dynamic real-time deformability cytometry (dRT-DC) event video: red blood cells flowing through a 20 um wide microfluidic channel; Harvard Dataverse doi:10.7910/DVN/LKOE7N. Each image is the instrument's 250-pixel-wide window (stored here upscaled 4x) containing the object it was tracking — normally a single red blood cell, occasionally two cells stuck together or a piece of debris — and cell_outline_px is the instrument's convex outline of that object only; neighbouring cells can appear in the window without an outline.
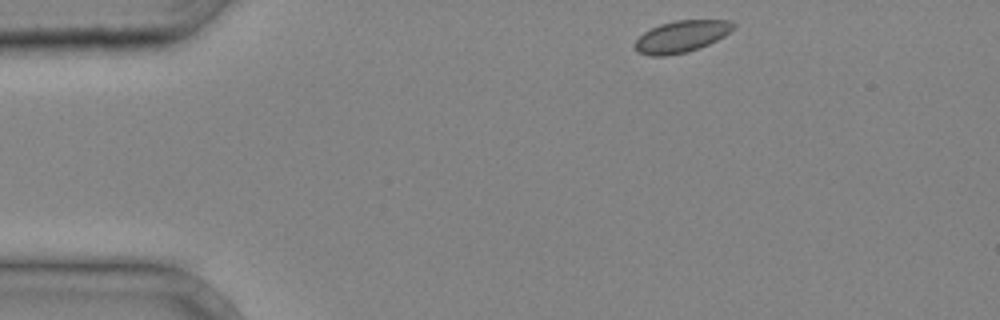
{"species": "common noctule bat (a hibernating species)", "species_latin": "Nyctalus noctula", "temperature_condition": "cold", "stored_images_in_passage": 3, "segment_of_instrument_passage": [1, 2], "camera_frame_rate_fps": 3000, "um_per_image_px": 0.085, "animal": {"sex": "male", "body_mass_g": 20.4}, "frame": {"image": 1, "passage_image": 1, "time_ms": 0.0, "image_size_px": [1000, 320], "cell_outline_px": [[736, 28], [724, 36], [700, 48], [688, 52], [664, 56], [652, 56], [636, 52], [632, 48], [632, 44], [644, 32], [660, 24], [676, 20], [732, 20], [736, 24]], "centroid_in_image_um": [57.91, 3.11], "position_along_channel_um": 27.1, "area_um2": 18.5}}